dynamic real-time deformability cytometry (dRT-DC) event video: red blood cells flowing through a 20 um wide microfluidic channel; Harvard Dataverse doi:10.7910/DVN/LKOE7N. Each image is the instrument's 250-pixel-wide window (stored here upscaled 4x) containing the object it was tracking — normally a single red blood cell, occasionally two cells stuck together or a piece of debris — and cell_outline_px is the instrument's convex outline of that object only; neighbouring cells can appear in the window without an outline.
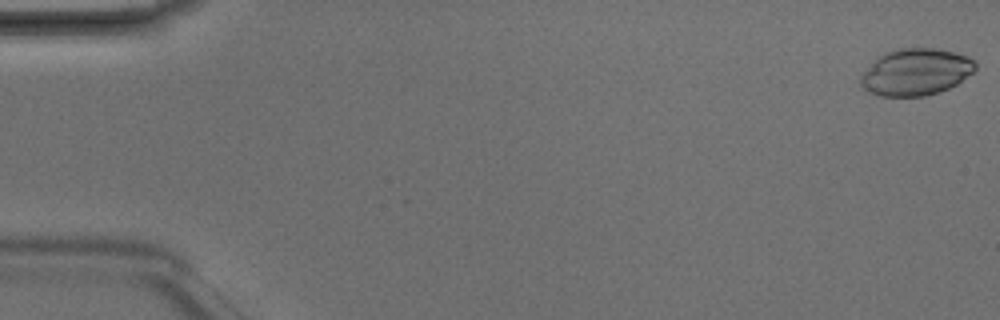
{"species": "Egyptian fruit bat (a non-hibernating species)", "species_latin": "Rousettus aegyptiacus", "temperature_condition": "room temperature", "stored_images_in_passage": 7, "camera_frame_rate_fps": 3000, "um_per_image_px": 0.085, "animal": {"sex": "male"}, "frame": {"image": 1, "passage_image": 1, "time_ms": 0.0, "image_size_px": [1000, 320], "cell_outline_px": [[976, 68], [972, 72], [956, 84], [940, 92], [924, 96], [880, 96], [868, 92], [860, 84], [860, 76], [876, 56], [884, 52], [900, 48], [936, 48], [956, 52], [968, 56], [976, 64]], "centroid_in_image_um": [77.81, 6.11], "position_along_channel_um": 7.2, "area_um2": 31.44}}
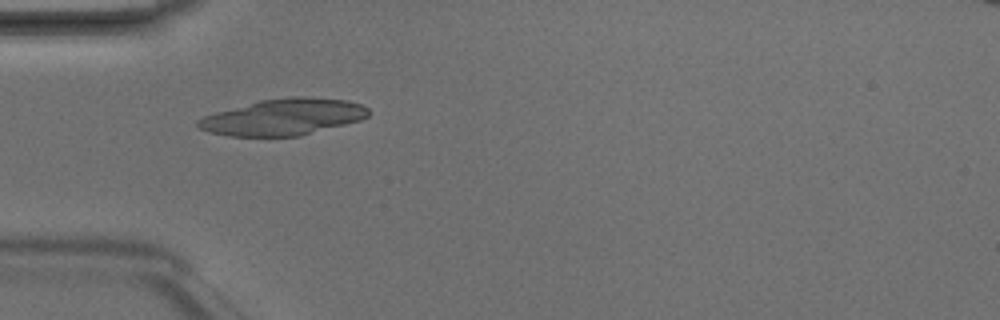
{"frame": {"image": 2, "passage_image": 5, "time_ms": 1.333, "image_size_px": [1000, 320], "cell_outline_px": [[368, 116], [360, 120], [300, 136], [228, 136], [208, 132], [200, 128], [196, 124], [196, 120], [204, 116], [216, 112], [260, 100], [292, 96], [304, 96], [348, 100], [360, 104], [368, 108]], "centroid_in_image_um": [24.07, 9.94], "position_along_channel_um": 60.9, "area_um2": 36.07}}
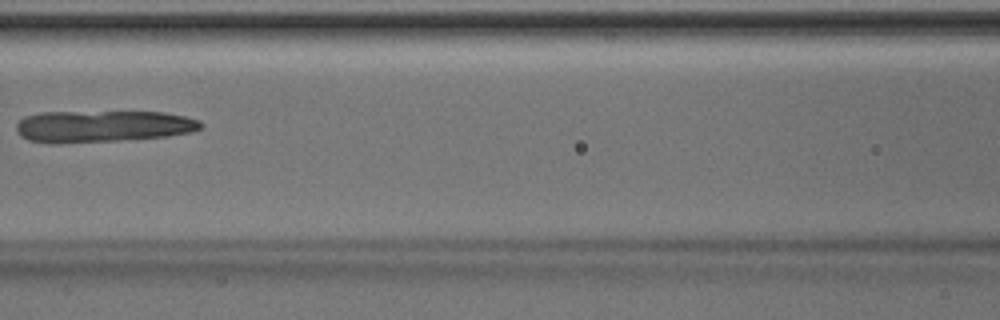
{"frame": {"image": 3, "passage_image": 7, "time_ms": 2.0, "image_size_px": [1000, 320], "cell_outline_px": [[204, 124], [200, 128], [192, 132], [168, 136], [116, 140], [28, 140], [20, 136], [16, 132], [16, 124], [24, 116], [40, 112], [164, 112], [184, 116], [200, 120]], "centroid_in_image_um": [8.81, 10.68], "position_along_channel_um": 157.8, "area_um2": 33.0}}